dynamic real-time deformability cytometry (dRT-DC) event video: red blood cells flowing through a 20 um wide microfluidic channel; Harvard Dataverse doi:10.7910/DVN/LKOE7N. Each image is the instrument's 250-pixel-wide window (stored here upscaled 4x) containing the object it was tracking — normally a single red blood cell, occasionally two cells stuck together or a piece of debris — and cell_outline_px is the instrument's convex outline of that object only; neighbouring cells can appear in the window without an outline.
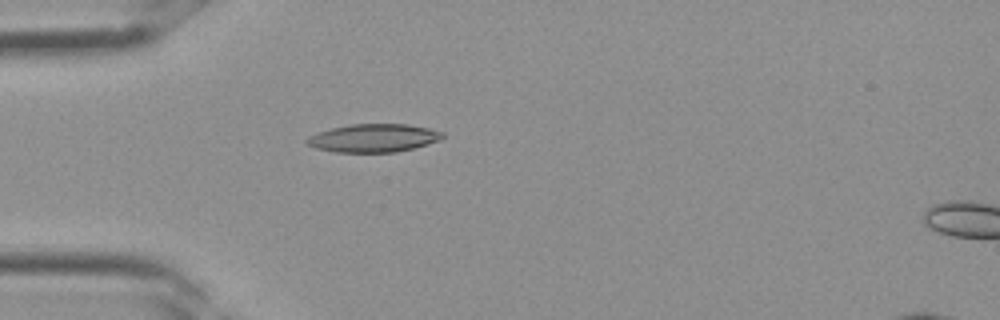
{"species": "Egyptian fruit bat (a non-hibernating species)", "species_latin": "Rousettus aegyptiacus", "temperature_condition": "room temperature", "stored_images_in_passage": 27, "camera_frame_rate_fps": 3000, "um_per_image_px": 0.085, "frame": {"image": 1, "passage_image": 2, "time_ms": 0.333, "image_size_px": [1000, 320], "cell_outline_px": [[444, 136], [440, 140], [428, 144], [396, 152], [336, 152], [316, 148], [308, 144], [304, 140], [308, 136], [332, 128], [352, 124], [408, 124], [428, 128], [444, 132]], "centroid_in_image_um": [31.77, 11.73], "position_along_channel_um": 53.2, "area_um2": 22.14}}
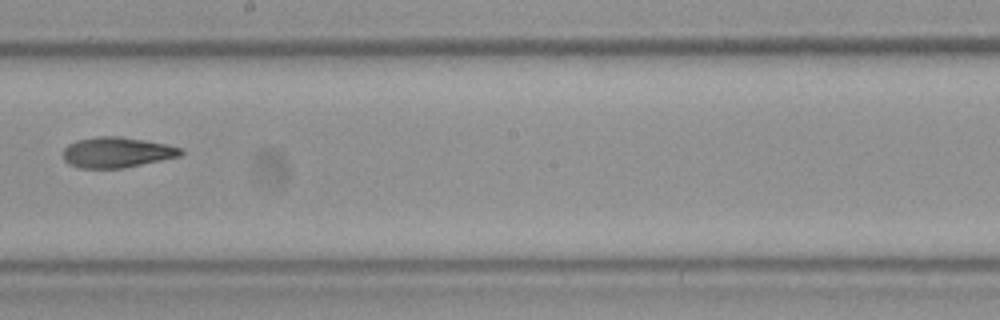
{"frame": {"image": 2, "passage_image": 12, "time_ms": 3.667, "image_size_px": [1000, 320], "cell_outline_px": [[184, 152], [180, 156], [124, 168], [80, 168], [68, 164], [64, 160], [64, 148], [68, 144], [76, 140], [100, 136], [120, 136], [144, 140], [164, 144], [180, 148]], "centroid_in_image_um": [9.9, 12.95], "position_along_channel_um": 238.3, "area_um2": 20.81}}
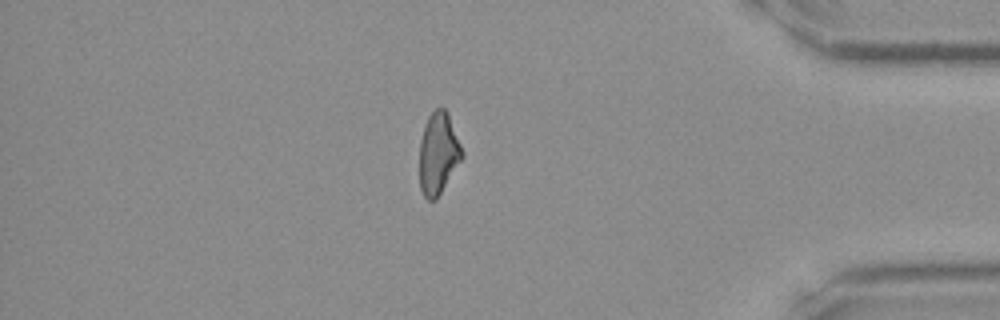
{"frame": {"image": 3, "passage_image": 22, "time_ms": 7.0, "image_size_px": [1000, 320], "cell_outline_px": [[464, 156], [436, 200], [428, 200], [424, 196], [420, 188], [420, 140], [424, 124], [428, 116], [436, 108], [444, 108], [448, 116], [464, 152]], "centroid_in_image_um": [37.25, 13.06], "position_along_channel_um": 398.0, "area_um2": 20.11}}